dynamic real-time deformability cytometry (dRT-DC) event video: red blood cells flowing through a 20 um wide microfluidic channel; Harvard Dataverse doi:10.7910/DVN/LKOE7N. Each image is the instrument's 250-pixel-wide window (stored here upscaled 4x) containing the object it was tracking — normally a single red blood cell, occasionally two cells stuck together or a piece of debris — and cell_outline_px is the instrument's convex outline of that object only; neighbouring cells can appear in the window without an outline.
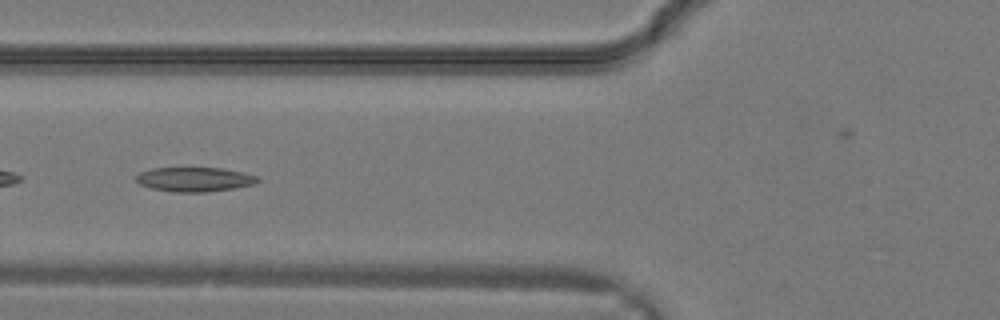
{"species": "common noctule bat (a hibernating species)", "species_latin": "Nyctalus noctula", "temperature_condition": "warm", "stored_images_in_passage": 31, "camera_frame_rate_fps": 3000, "um_per_image_px": 0.085, "animal": {"sex": "male", "body_mass_g": 19.2, "forearm_length_mm": 51.8}, "frame": {"image": 1, "passage_image": 12, "time_ms": 3.667, "image_size_px": [1000, 320], "cell_outline_px": [[260, 180], [252, 184], [236, 188], [204, 192], [172, 192], [152, 188], [140, 184], [136, 180], [136, 176], [140, 172], [152, 168], [220, 168], [240, 172], [256, 176]], "centroid_in_image_um": [16.5, 15.25], "position_along_channel_um": 109.3, "area_um2": 17.05}}
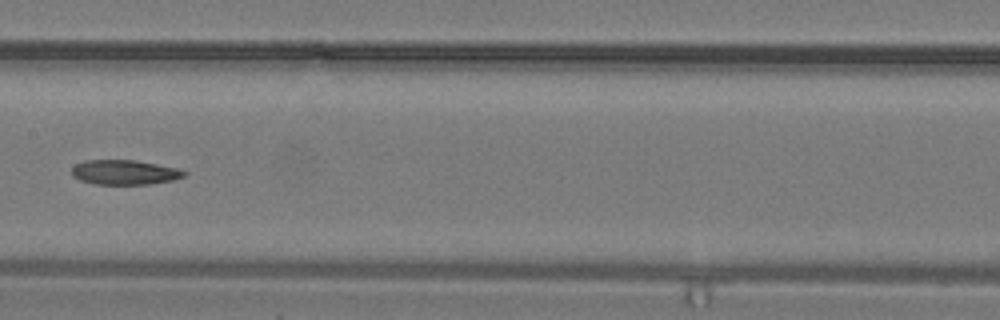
{"frame": {"image": 2, "passage_image": 16, "time_ms": 5.0, "image_size_px": [1000, 320], "cell_outline_px": [[188, 172], [184, 176], [172, 180], [152, 184], [96, 184], [80, 180], [72, 176], [72, 168], [76, 164], [84, 160], [136, 160], [176, 168]], "centroid_in_image_um": [10.58, 14.64], "position_along_channel_um": 196.8, "area_um2": 16.13}}
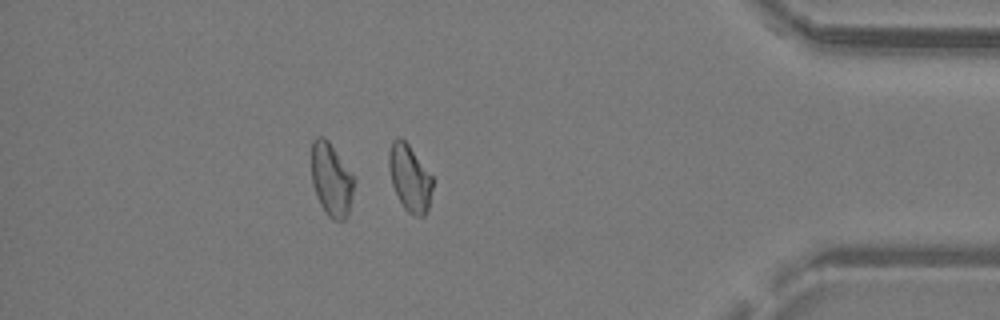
{"frame": {"image": 3, "passage_image": 27, "time_ms": 8.667, "image_size_px": [1000, 320], "cell_outline_px": [[432, 188], [428, 212], [424, 216], [416, 216], [408, 212], [404, 208], [392, 184], [388, 168], [388, 152], [392, 140], [396, 136], [400, 136], [408, 144], [432, 176]], "centroid_in_image_um": [34.81, 15.11], "position_along_channel_um": 400.4, "area_um2": 16.99}}